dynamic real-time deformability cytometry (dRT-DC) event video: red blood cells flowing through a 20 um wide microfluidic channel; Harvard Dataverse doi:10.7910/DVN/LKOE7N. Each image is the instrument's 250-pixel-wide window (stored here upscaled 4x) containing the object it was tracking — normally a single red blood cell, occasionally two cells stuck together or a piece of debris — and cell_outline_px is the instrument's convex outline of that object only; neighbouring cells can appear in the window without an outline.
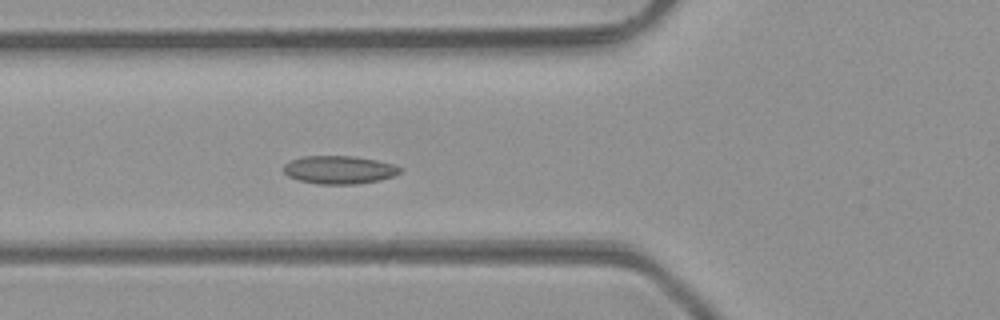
{"species": "common noctule bat (a hibernating species)", "species_latin": "Nyctalus noctula", "temperature_condition": "room temperature", "stored_images_in_passage": 11, "camera_frame_rate_fps": 3000, "um_per_image_px": 0.085, "animal": {"sex": "male", "body_mass_g": 23.1, "forearm_length_mm": 52.7}, "frame": {"image": 1, "passage_image": 5, "time_ms": 1.333, "image_size_px": [1000, 320], "cell_outline_px": [[400, 172], [392, 176], [380, 180], [356, 184], [316, 184], [300, 180], [288, 176], [284, 172], [284, 164], [292, 160], [304, 156], [352, 156], [376, 160], [392, 164], [400, 168]], "centroid_in_image_um": [28.81, 14.44], "position_along_channel_um": 97.0, "area_um2": 18.84}}